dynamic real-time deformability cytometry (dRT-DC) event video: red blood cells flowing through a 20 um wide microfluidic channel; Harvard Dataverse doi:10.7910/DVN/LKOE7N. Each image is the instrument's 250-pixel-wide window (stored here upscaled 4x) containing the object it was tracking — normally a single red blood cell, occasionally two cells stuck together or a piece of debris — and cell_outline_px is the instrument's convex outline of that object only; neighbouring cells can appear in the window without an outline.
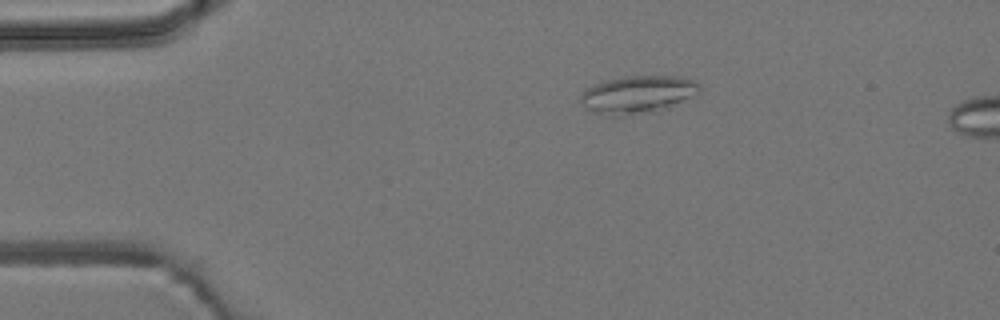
{"species": "common noctule bat (a hibernating species)", "species_latin": "Nyctalus noctula", "temperature_condition": "room temperature", "stored_images_in_passage": 5, "camera_frame_rate_fps": 3000, "um_per_image_px": 0.085, "animal": {"sex": "male", "body_mass_g": 19.2, "forearm_length_mm": 51.8}, "frame": {"image": 1, "passage_image": 5, "time_ms": 4.667, "image_size_px": [1000, 320], "cell_outline_px": [[700, 92], [668, 108], [652, 112], [624, 116], [604, 116], [592, 112], [584, 108], [580, 100], [580, 92], [584, 88], [604, 80], [624, 76], [676, 76], [692, 80], [700, 84]], "centroid_in_image_um": [54.13, 8.04], "position_along_channel_um": 30.9, "area_um2": 26.59}}